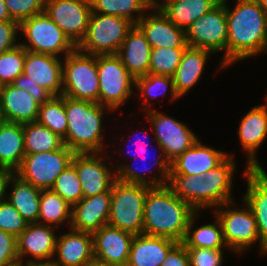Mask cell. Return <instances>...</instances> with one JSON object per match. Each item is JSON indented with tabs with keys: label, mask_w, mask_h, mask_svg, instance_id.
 Instances as JSON below:
<instances>
[{
	"label": "cell",
	"mask_w": 267,
	"mask_h": 266,
	"mask_svg": "<svg viewBox=\"0 0 267 266\" xmlns=\"http://www.w3.org/2000/svg\"><path fill=\"white\" fill-rule=\"evenodd\" d=\"M228 156L226 152L205 146L198 139L190 149L171 162L170 174L201 176L216 168Z\"/></svg>",
	"instance_id": "cell-24"
},
{
	"label": "cell",
	"mask_w": 267,
	"mask_h": 266,
	"mask_svg": "<svg viewBox=\"0 0 267 266\" xmlns=\"http://www.w3.org/2000/svg\"><path fill=\"white\" fill-rule=\"evenodd\" d=\"M19 23L15 20L0 21V54L19 45L18 39Z\"/></svg>",
	"instance_id": "cell-47"
},
{
	"label": "cell",
	"mask_w": 267,
	"mask_h": 266,
	"mask_svg": "<svg viewBox=\"0 0 267 266\" xmlns=\"http://www.w3.org/2000/svg\"><path fill=\"white\" fill-rule=\"evenodd\" d=\"M25 48L19 44L0 54V82L11 84L24 71Z\"/></svg>",
	"instance_id": "cell-42"
},
{
	"label": "cell",
	"mask_w": 267,
	"mask_h": 266,
	"mask_svg": "<svg viewBox=\"0 0 267 266\" xmlns=\"http://www.w3.org/2000/svg\"><path fill=\"white\" fill-rule=\"evenodd\" d=\"M63 59L62 95L76 100L99 103L96 55L82 53L76 48Z\"/></svg>",
	"instance_id": "cell-7"
},
{
	"label": "cell",
	"mask_w": 267,
	"mask_h": 266,
	"mask_svg": "<svg viewBox=\"0 0 267 266\" xmlns=\"http://www.w3.org/2000/svg\"><path fill=\"white\" fill-rule=\"evenodd\" d=\"M221 0H163L155 4L177 27L186 30L199 17L209 12Z\"/></svg>",
	"instance_id": "cell-29"
},
{
	"label": "cell",
	"mask_w": 267,
	"mask_h": 266,
	"mask_svg": "<svg viewBox=\"0 0 267 266\" xmlns=\"http://www.w3.org/2000/svg\"><path fill=\"white\" fill-rule=\"evenodd\" d=\"M20 31L28 41V44L25 42L20 44L33 53L59 58V54L65 57L77 48L45 12L23 20L19 24Z\"/></svg>",
	"instance_id": "cell-10"
},
{
	"label": "cell",
	"mask_w": 267,
	"mask_h": 266,
	"mask_svg": "<svg viewBox=\"0 0 267 266\" xmlns=\"http://www.w3.org/2000/svg\"><path fill=\"white\" fill-rule=\"evenodd\" d=\"M25 154L49 152L64 146L63 138L36 122L23 124Z\"/></svg>",
	"instance_id": "cell-37"
},
{
	"label": "cell",
	"mask_w": 267,
	"mask_h": 266,
	"mask_svg": "<svg viewBox=\"0 0 267 266\" xmlns=\"http://www.w3.org/2000/svg\"><path fill=\"white\" fill-rule=\"evenodd\" d=\"M69 229V233H63L57 237L55 247V255H57L51 264L53 266H89L95 259L92 234Z\"/></svg>",
	"instance_id": "cell-20"
},
{
	"label": "cell",
	"mask_w": 267,
	"mask_h": 266,
	"mask_svg": "<svg viewBox=\"0 0 267 266\" xmlns=\"http://www.w3.org/2000/svg\"><path fill=\"white\" fill-rule=\"evenodd\" d=\"M90 3L93 13L126 18L135 25L145 15L144 10H152L154 5L151 0H90Z\"/></svg>",
	"instance_id": "cell-35"
},
{
	"label": "cell",
	"mask_w": 267,
	"mask_h": 266,
	"mask_svg": "<svg viewBox=\"0 0 267 266\" xmlns=\"http://www.w3.org/2000/svg\"><path fill=\"white\" fill-rule=\"evenodd\" d=\"M176 241L146 234L134 235L127 266H161Z\"/></svg>",
	"instance_id": "cell-25"
},
{
	"label": "cell",
	"mask_w": 267,
	"mask_h": 266,
	"mask_svg": "<svg viewBox=\"0 0 267 266\" xmlns=\"http://www.w3.org/2000/svg\"><path fill=\"white\" fill-rule=\"evenodd\" d=\"M135 87L139 94H141V99L144 98V112L152 110L151 107L153 106L149 101L150 99L156 98L159 95H165L168 89L170 90L171 100L179 99L174 88L173 77L170 76L148 73L147 75L135 78Z\"/></svg>",
	"instance_id": "cell-38"
},
{
	"label": "cell",
	"mask_w": 267,
	"mask_h": 266,
	"mask_svg": "<svg viewBox=\"0 0 267 266\" xmlns=\"http://www.w3.org/2000/svg\"><path fill=\"white\" fill-rule=\"evenodd\" d=\"M106 110L112 111L100 103L65 96L67 132L63 139L64 145L75 153H102L105 148L102 122Z\"/></svg>",
	"instance_id": "cell-3"
},
{
	"label": "cell",
	"mask_w": 267,
	"mask_h": 266,
	"mask_svg": "<svg viewBox=\"0 0 267 266\" xmlns=\"http://www.w3.org/2000/svg\"><path fill=\"white\" fill-rule=\"evenodd\" d=\"M134 25L126 18L92 12L86 35L77 49L89 55L117 54Z\"/></svg>",
	"instance_id": "cell-6"
},
{
	"label": "cell",
	"mask_w": 267,
	"mask_h": 266,
	"mask_svg": "<svg viewBox=\"0 0 267 266\" xmlns=\"http://www.w3.org/2000/svg\"><path fill=\"white\" fill-rule=\"evenodd\" d=\"M61 58L25 49L24 71L11 84L27 90L41 105L63 93Z\"/></svg>",
	"instance_id": "cell-4"
},
{
	"label": "cell",
	"mask_w": 267,
	"mask_h": 266,
	"mask_svg": "<svg viewBox=\"0 0 267 266\" xmlns=\"http://www.w3.org/2000/svg\"><path fill=\"white\" fill-rule=\"evenodd\" d=\"M240 145L246 151L249 169L262 168L256 158L257 149L267 137V106L266 104L252 107L241 119L239 130Z\"/></svg>",
	"instance_id": "cell-22"
},
{
	"label": "cell",
	"mask_w": 267,
	"mask_h": 266,
	"mask_svg": "<svg viewBox=\"0 0 267 266\" xmlns=\"http://www.w3.org/2000/svg\"><path fill=\"white\" fill-rule=\"evenodd\" d=\"M5 120L3 119V117L0 115V128H1V125L2 123L4 122Z\"/></svg>",
	"instance_id": "cell-55"
},
{
	"label": "cell",
	"mask_w": 267,
	"mask_h": 266,
	"mask_svg": "<svg viewBox=\"0 0 267 266\" xmlns=\"http://www.w3.org/2000/svg\"><path fill=\"white\" fill-rule=\"evenodd\" d=\"M75 152L64 145L61 149L25 154L21 166L14 172L22 180L39 189H51L59 174L72 162Z\"/></svg>",
	"instance_id": "cell-12"
},
{
	"label": "cell",
	"mask_w": 267,
	"mask_h": 266,
	"mask_svg": "<svg viewBox=\"0 0 267 266\" xmlns=\"http://www.w3.org/2000/svg\"><path fill=\"white\" fill-rule=\"evenodd\" d=\"M190 266H222V249L186 247Z\"/></svg>",
	"instance_id": "cell-45"
},
{
	"label": "cell",
	"mask_w": 267,
	"mask_h": 266,
	"mask_svg": "<svg viewBox=\"0 0 267 266\" xmlns=\"http://www.w3.org/2000/svg\"><path fill=\"white\" fill-rule=\"evenodd\" d=\"M37 122L64 139L67 132L65 96H52L45 103L41 104Z\"/></svg>",
	"instance_id": "cell-39"
},
{
	"label": "cell",
	"mask_w": 267,
	"mask_h": 266,
	"mask_svg": "<svg viewBox=\"0 0 267 266\" xmlns=\"http://www.w3.org/2000/svg\"><path fill=\"white\" fill-rule=\"evenodd\" d=\"M186 43L190 47L209 50L212 53L224 51L220 70L227 68L228 28L225 0H221L209 12L199 17L186 30Z\"/></svg>",
	"instance_id": "cell-9"
},
{
	"label": "cell",
	"mask_w": 267,
	"mask_h": 266,
	"mask_svg": "<svg viewBox=\"0 0 267 266\" xmlns=\"http://www.w3.org/2000/svg\"><path fill=\"white\" fill-rule=\"evenodd\" d=\"M135 134H136V133H135ZM141 134L144 135L145 133L141 131ZM135 136H138V134L135 135ZM144 136H145V135H144ZM138 137H139V136H138ZM133 140L136 141L135 139H133ZM149 141H150L149 139L146 140V142H149ZM136 143H138L139 146L136 148V149H137V150H136L137 152H135L133 156L136 157V159H137V155H138L139 153L141 154V153H144V152H149V150H148L149 148H145V146L148 145V143L146 144L145 142L143 143V142H140V141H139V142L136 141ZM140 143H141V144H140ZM130 152H131V151H130ZM129 155H131V154H129Z\"/></svg>",
	"instance_id": "cell-51"
},
{
	"label": "cell",
	"mask_w": 267,
	"mask_h": 266,
	"mask_svg": "<svg viewBox=\"0 0 267 266\" xmlns=\"http://www.w3.org/2000/svg\"><path fill=\"white\" fill-rule=\"evenodd\" d=\"M3 84L0 82V92L2 90Z\"/></svg>",
	"instance_id": "cell-56"
},
{
	"label": "cell",
	"mask_w": 267,
	"mask_h": 266,
	"mask_svg": "<svg viewBox=\"0 0 267 266\" xmlns=\"http://www.w3.org/2000/svg\"><path fill=\"white\" fill-rule=\"evenodd\" d=\"M14 172L7 168H0V202L6 199L8 181Z\"/></svg>",
	"instance_id": "cell-49"
},
{
	"label": "cell",
	"mask_w": 267,
	"mask_h": 266,
	"mask_svg": "<svg viewBox=\"0 0 267 266\" xmlns=\"http://www.w3.org/2000/svg\"><path fill=\"white\" fill-rule=\"evenodd\" d=\"M196 214L198 215V212H195L189 220L186 236L182 243L186 247H198L208 249L227 248L223 238L222 226L217 216H214L216 218V224H205L193 231V225L197 217Z\"/></svg>",
	"instance_id": "cell-36"
},
{
	"label": "cell",
	"mask_w": 267,
	"mask_h": 266,
	"mask_svg": "<svg viewBox=\"0 0 267 266\" xmlns=\"http://www.w3.org/2000/svg\"><path fill=\"white\" fill-rule=\"evenodd\" d=\"M158 152H160L158 154L159 158L156 157V160H154V162L156 163V165L158 164L157 165L159 169L158 171H160L158 173L160 174L156 175V177L155 175H153L147 180L146 179L147 177H144V174H142L143 172H138L139 170L136 167L133 168L130 166V164H128L129 165L128 166L126 164L122 165L119 163L118 165H116V168H114L116 171L117 180L123 183H127V184H141V185H146L149 187H161V186L167 185L169 181L171 163L166 158L162 148H160ZM149 153L150 152H145L143 154H145L147 157L149 156ZM143 158H145V156ZM145 160L147 161V158H145ZM146 166L145 168L148 167ZM144 170L146 172L148 169H144ZM149 170L150 172L152 171L151 168ZM149 170L147 172H149Z\"/></svg>",
	"instance_id": "cell-33"
},
{
	"label": "cell",
	"mask_w": 267,
	"mask_h": 266,
	"mask_svg": "<svg viewBox=\"0 0 267 266\" xmlns=\"http://www.w3.org/2000/svg\"><path fill=\"white\" fill-rule=\"evenodd\" d=\"M95 260L127 266L134 235L108 224L92 233Z\"/></svg>",
	"instance_id": "cell-17"
},
{
	"label": "cell",
	"mask_w": 267,
	"mask_h": 266,
	"mask_svg": "<svg viewBox=\"0 0 267 266\" xmlns=\"http://www.w3.org/2000/svg\"><path fill=\"white\" fill-rule=\"evenodd\" d=\"M20 265L17 254V238L0 230V266Z\"/></svg>",
	"instance_id": "cell-46"
},
{
	"label": "cell",
	"mask_w": 267,
	"mask_h": 266,
	"mask_svg": "<svg viewBox=\"0 0 267 266\" xmlns=\"http://www.w3.org/2000/svg\"><path fill=\"white\" fill-rule=\"evenodd\" d=\"M28 222L7 199L0 202V230L16 238L26 229Z\"/></svg>",
	"instance_id": "cell-43"
},
{
	"label": "cell",
	"mask_w": 267,
	"mask_h": 266,
	"mask_svg": "<svg viewBox=\"0 0 267 266\" xmlns=\"http://www.w3.org/2000/svg\"><path fill=\"white\" fill-rule=\"evenodd\" d=\"M24 156L23 124L4 121L0 128V168L15 172Z\"/></svg>",
	"instance_id": "cell-31"
},
{
	"label": "cell",
	"mask_w": 267,
	"mask_h": 266,
	"mask_svg": "<svg viewBox=\"0 0 267 266\" xmlns=\"http://www.w3.org/2000/svg\"><path fill=\"white\" fill-rule=\"evenodd\" d=\"M259 5L262 7V9L265 11L267 15V0H257Z\"/></svg>",
	"instance_id": "cell-53"
},
{
	"label": "cell",
	"mask_w": 267,
	"mask_h": 266,
	"mask_svg": "<svg viewBox=\"0 0 267 266\" xmlns=\"http://www.w3.org/2000/svg\"><path fill=\"white\" fill-rule=\"evenodd\" d=\"M99 82V103L118 110L132 95L135 77L123 65L117 54L96 55Z\"/></svg>",
	"instance_id": "cell-8"
},
{
	"label": "cell",
	"mask_w": 267,
	"mask_h": 266,
	"mask_svg": "<svg viewBox=\"0 0 267 266\" xmlns=\"http://www.w3.org/2000/svg\"><path fill=\"white\" fill-rule=\"evenodd\" d=\"M12 20L19 24L34 15L44 12L45 0H5Z\"/></svg>",
	"instance_id": "cell-44"
},
{
	"label": "cell",
	"mask_w": 267,
	"mask_h": 266,
	"mask_svg": "<svg viewBox=\"0 0 267 266\" xmlns=\"http://www.w3.org/2000/svg\"><path fill=\"white\" fill-rule=\"evenodd\" d=\"M111 192L83 197L72 206L71 229L93 233L108 223Z\"/></svg>",
	"instance_id": "cell-21"
},
{
	"label": "cell",
	"mask_w": 267,
	"mask_h": 266,
	"mask_svg": "<svg viewBox=\"0 0 267 266\" xmlns=\"http://www.w3.org/2000/svg\"><path fill=\"white\" fill-rule=\"evenodd\" d=\"M44 12L76 47L84 39L92 13L90 0H45Z\"/></svg>",
	"instance_id": "cell-14"
},
{
	"label": "cell",
	"mask_w": 267,
	"mask_h": 266,
	"mask_svg": "<svg viewBox=\"0 0 267 266\" xmlns=\"http://www.w3.org/2000/svg\"><path fill=\"white\" fill-rule=\"evenodd\" d=\"M263 168L246 167L244 176L247 179L246 194L243 200L252 209L259 232L260 252L267 253V174Z\"/></svg>",
	"instance_id": "cell-19"
},
{
	"label": "cell",
	"mask_w": 267,
	"mask_h": 266,
	"mask_svg": "<svg viewBox=\"0 0 267 266\" xmlns=\"http://www.w3.org/2000/svg\"><path fill=\"white\" fill-rule=\"evenodd\" d=\"M12 191L6 199L28 223H38L41 189L22 180L15 173L8 181Z\"/></svg>",
	"instance_id": "cell-30"
},
{
	"label": "cell",
	"mask_w": 267,
	"mask_h": 266,
	"mask_svg": "<svg viewBox=\"0 0 267 266\" xmlns=\"http://www.w3.org/2000/svg\"><path fill=\"white\" fill-rule=\"evenodd\" d=\"M151 46L142 31L134 25L124 39L117 55L135 78L149 73Z\"/></svg>",
	"instance_id": "cell-26"
},
{
	"label": "cell",
	"mask_w": 267,
	"mask_h": 266,
	"mask_svg": "<svg viewBox=\"0 0 267 266\" xmlns=\"http://www.w3.org/2000/svg\"><path fill=\"white\" fill-rule=\"evenodd\" d=\"M186 47L152 48L149 73L172 77L181 61Z\"/></svg>",
	"instance_id": "cell-40"
},
{
	"label": "cell",
	"mask_w": 267,
	"mask_h": 266,
	"mask_svg": "<svg viewBox=\"0 0 267 266\" xmlns=\"http://www.w3.org/2000/svg\"><path fill=\"white\" fill-rule=\"evenodd\" d=\"M11 20L12 19L5 4V0H0V21H11Z\"/></svg>",
	"instance_id": "cell-50"
},
{
	"label": "cell",
	"mask_w": 267,
	"mask_h": 266,
	"mask_svg": "<svg viewBox=\"0 0 267 266\" xmlns=\"http://www.w3.org/2000/svg\"><path fill=\"white\" fill-rule=\"evenodd\" d=\"M151 187L116 180L111 188L108 225L132 233H143L144 204Z\"/></svg>",
	"instance_id": "cell-5"
},
{
	"label": "cell",
	"mask_w": 267,
	"mask_h": 266,
	"mask_svg": "<svg viewBox=\"0 0 267 266\" xmlns=\"http://www.w3.org/2000/svg\"><path fill=\"white\" fill-rule=\"evenodd\" d=\"M89 266H118V265L107 264V263L99 262L94 259L93 262Z\"/></svg>",
	"instance_id": "cell-52"
},
{
	"label": "cell",
	"mask_w": 267,
	"mask_h": 266,
	"mask_svg": "<svg viewBox=\"0 0 267 266\" xmlns=\"http://www.w3.org/2000/svg\"><path fill=\"white\" fill-rule=\"evenodd\" d=\"M51 189L71 206L83 198L81 183L72 164L59 174Z\"/></svg>",
	"instance_id": "cell-41"
},
{
	"label": "cell",
	"mask_w": 267,
	"mask_h": 266,
	"mask_svg": "<svg viewBox=\"0 0 267 266\" xmlns=\"http://www.w3.org/2000/svg\"><path fill=\"white\" fill-rule=\"evenodd\" d=\"M55 227L39 223H28L26 229L17 237V254L20 265L24 257L31 259L24 264H51L55 257L57 235Z\"/></svg>",
	"instance_id": "cell-16"
},
{
	"label": "cell",
	"mask_w": 267,
	"mask_h": 266,
	"mask_svg": "<svg viewBox=\"0 0 267 266\" xmlns=\"http://www.w3.org/2000/svg\"><path fill=\"white\" fill-rule=\"evenodd\" d=\"M265 52H267V41H266V46H265Z\"/></svg>",
	"instance_id": "cell-57"
},
{
	"label": "cell",
	"mask_w": 267,
	"mask_h": 266,
	"mask_svg": "<svg viewBox=\"0 0 267 266\" xmlns=\"http://www.w3.org/2000/svg\"><path fill=\"white\" fill-rule=\"evenodd\" d=\"M20 266H53L52 264H23Z\"/></svg>",
	"instance_id": "cell-54"
},
{
	"label": "cell",
	"mask_w": 267,
	"mask_h": 266,
	"mask_svg": "<svg viewBox=\"0 0 267 266\" xmlns=\"http://www.w3.org/2000/svg\"><path fill=\"white\" fill-rule=\"evenodd\" d=\"M161 266H190L186 246L177 243L167 254Z\"/></svg>",
	"instance_id": "cell-48"
},
{
	"label": "cell",
	"mask_w": 267,
	"mask_h": 266,
	"mask_svg": "<svg viewBox=\"0 0 267 266\" xmlns=\"http://www.w3.org/2000/svg\"><path fill=\"white\" fill-rule=\"evenodd\" d=\"M235 167L233 155L229 154L220 165L203 175L206 186V208H217L224 203L234 201L231 190Z\"/></svg>",
	"instance_id": "cell-27"
},
{
	"label": "cell",
	"mask_w": 267,
	"mask_h": 266,
	"mask_svg": "<svg viewBox=\"0 0 267 266\" xmlns=\"http://www.w3.org/2000/svg\"><path fill=\"white\" fill-rule=\"evenodd\" d=\"M146 116L156 135L154 137L156 146L162 148L170 163L190 149L199 139L188 125L158 112L155 108L147 111Z\"/></svg>",
	"instance_id": "cell-13"
},
{
	"label": "cell",
	"mask_w": 267,
	"mask_h": 266,
	"mask_svg": "<svg viewBox=\"0 0 267 266\" xmlns=\"http://www.w3.org/2000/svg\"><path fill=\"white\" fill-rule=\"evenodd\" d=\"M71 220L72 206L52 189H42L38 223L57 228L65 221L71 225Z\"/></svg>",
	"instance_id": "cell-34"
},
{
	"label": "cell",
	"mask_w": 267,
	"mask_h": 266,
	"mask_svg": "<svg viewBox=\"0 0 267 266\" xmlns=\"http://www.w3.org/2000/svg\"><path fill=\"white\" fill-rule=\"evenodd\" d=\"M101 154L88 152L75 153L73 156L71 164L76 168L83 197L111 192L112 185L117 180L116 171L108 168L103 162L107 156L104 158Z\"/></svg>",
	"instance_id": "cell-15"
},
{
	"label": "cell",
	"mask_w": 267,
	"mask_h": 266,
	"mask_svg": "<svg viewBox=\"0 0 267 266\" xmlns=\"http://www.w3.org/2000/svg\"><path fill=\"white\" fill-rule=\"evenodd\" d=\"M40 104L27 91L12 84L3 85L0 92V115L6 122L26 124L36 122Z\"/></svg>",
	"instance_id": "cell-23"
},
{
	"label": "cell",
	"mask_w": 267,
	"mask_h": 266,
	"mask_svg": "<svg viewBox=\"0 0 267 266\" xmlns=\"http://www.w3.org/2000/svg\"><path fill=\"white\" fill-rule=\"evenodd\" d=\"M196 211L167 186L151 187L144 204L143 234L184 241L191 216Z\"/></svg>",
	"instance_id": "cell-2"
},
{
	"label": "cell",
	"mask_w": 267,
	"mask_h": 266,
	"mask_svg": "<svg viewBox=\"0 0 267 266\" xmlns=\"http://www.w3.org/2000/svg\"><path fill=\"white\" fill-rule=\"evenodd\" d=\"M153 13L144 15L136 24L151 48L187 47L185 30L173 24L154 4Z\"/></svg>",
	"instance_id": "cell-18"
},
{
	"label": "cell",
	"mask_w": 267,
	"mask_h": 266,
	"mask_svg": "<svg viewBox=\"0 0 267 266\" xmlns=\"http://www.w3.org/2000/svg\"><path fill=\"white\" fill-rule=\"evenodd\" d=\"M228 40L227 67L265 52L267 15L257 0H236L233 10L225 0Z\"/></svg>",
	"instance_id": "cell-1"
},
{
	"label": "cell",
	"mask_w": 267,
	"mask_h": 266,
	"mask_svg": "<svg viewBox=\"0 0 267 266\" xmlns=\"http://www.w3.org/2000/svg\"><path fill=\"white\" fill-rule=\"evenodd\" d=\"M211 53V51L201 48L190 46L185 48L181 61L172 76L174 88L179 98L186 95L201 78Z\"/></svg>",
	"instance_id": "cell-28"
},
{
	"label": "cell",
	"mask_w": 267,
	"mask_h": 266,
	"mask_svg": "<svg viewBox=\"0 0 267 266\" xmlns=\"http://www.w3.org/2000/svg\"><path fill=\"white\" fill-rule=\"evenodd\" d=\"M244 209L231 208L234 201L214 208V215L219 219L223 238L228 250L243 254L255 242L260 243L257 222L252 209L242 200ZM230 207V208H229ZM227 208V209H226ZM216 210V211H215Z\"/></svg>",
	"instance_id": "cell-11"
},
{
	"label": "cell",
	"mask_w": 267,
	"mask_h": 266,
	"mask_svg": "<svg viewBox=\"0 0 267 266\" xmlns=\"http://www.w3.org/2000/svg\"><path fill=\"white\" fill-rule=\"evenodd\" d=\"M167 186L196 212L206 208V186L203 175L170 174Z\"/></svg>",
	"instance_id": "cell-32"
}]
</instances>
